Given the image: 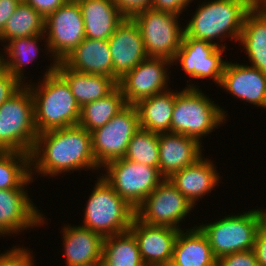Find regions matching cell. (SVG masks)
Returning <instances> with one entry per match:
<instances>
[{"label":"cell","instance_id":"cell-1","mask_svg":"<svg viewBox=\"0 0 266 266\" xmlns=\"http://www.w3.org/2000/svg\"><path fill=\"white\" fill-rule=\"evenodd\" d=\"M31 156V176H57L77 170H101L92 152L91 133L75 125L39 133ZM35 171V172H34Z\"/></svg>","mask_w":266,"mask_h":266},{"label":"cell","instance_id":"cell-2","mask_svg":"<svg viewBox=\"0 0 266 266\" xmlns=\"http://www.w3.org/2000/svg\"><path fill=\"white\" fill-rule=\"evenodd\" d=\"M57 64V61H52L36 85L26 82L33 96L38 134L75 126L80 120L81 107L66 80L56 71Z\"/></svg>","mask_w":266,"mask_h":266},{"label":"cell","instance_id":"cell-3","mask_svg":"<svg viewBox=\"0 0 266 266\" xmlns=\"http://www.w3.org/2000/svg\"><path fill=\"white\" fill-rule=\"evenodd\" d=\"M204 0L199 3L194 16L183 26L188 37L208 41L218 47L223 39L238 41L245 15L250 10L246 0ZM218 40V42L214 41Z\"/></svg>","mask_w":266,"mask_h":266},{"label":"cell","instance_id":"cell-4","mask_svg":"<svg viewBox=\"0 0 266 266\" xmlns=\"http://www.w3.org/2000/svg\"><path fill=\"white\" fill-rule=\"evenodd\" d=\"M186 85L176 94L171 132L195 138L201 143L202 137L205 138L220 124L226 123L227 114L197 85Z\"/></svg>","mask_w":266,"mask_h":266},{"label":"cell","instance_id":"cell-5","mask_svg":"<svg viewBox=\"0 0 266 266\" xmlns=\"http://www.w3.org/2000/svg\"><path fill=\"white\" fill-rule=\"evenodd\" d=\"M84 208L83 227L103 237L129 231L136 210L100 175Z\"/></svg>","mask_w":266,"mask_h":266},{"label":"cell","instance_id":"cell-6","mask_svg":"<svg viewBox=\"0 0 266 266\" xmlns=\"http://www.w3.org/2000/svg\"><path fill=\"white\" fill-rule=\"evenodd\" d=\"M37 136L33 96L24 84L0 106V151L31 154Z\"/></svg>","mask_w":266,"mask_h":266},{"label":"cell","instance_id":"cell-7","mask_svg":"<svg viewBox=\"0 0 266 266\" xmlns=\"http://www.w3.org/2000/svg\"><path fill=\"white\" fill-rule=\"evenodd\" d=\"M215 221L198 227L207 237L217 259L224 255L254 248L255 237L260 229L256 209L237 213V215H226Z\"/></svg>","mask_w":266,"mask_h":266},{"label":"cell","instance_id":"cell-8","mask_svg":"<svg viewBox=\"0 0 266 266\" xmlns=\"http://www.w3.org/2000/svg\"><path fill=\"white\" fill-rule=\"evenodd\" d=\"M179 15L147 8L131 18L137 24L148 57L173 61L183 40L184 28Z\"/></svg>","mask_w":266,"mask_h":266},{"label":"cell","instance_id":"cell-9","mask_svg":"<svg viewBox=\"0 0 266 266\" xmlns=\"http://www.w3.org/2000/svg\"><path fill=\"white\" fill-rule=\"evenodd\" d=\"M104 170L102 177L135 210L165 180L158 168L125 158L108 162Z\"/></svg>","mask_w":266,"mask_h":266},{"label":"cell","instance_id":"cell-10","mask_svg":"<svg viewBox=\"0 0 266 266\" xmlns=\"http://www.w3.org/2000/svg\"><path fill=\"white\" fill-rule=\"evenodd\" d=\"M45 51L50 60L63 61L86 37L83 15L77 0H68L45 18Z\"/></svg>","mask_w":266,"mask_h":266},{"label":"cell","instance_id":"cell-11","mask_svg":"<svg viewBox=\"0 0 266 266\" xmlns=\"http://www.w3.org/2000/svg\"><path fill=\"white\" fill-rule=\"evenodd\" d=\"M140 129L135 105L127 104L104 126L91 132L92 152L103 168L108 162L123 158L133 135Z\"/></svg>","mask_w":266,"mask_h":266},{"label":"cell","instance_id":"cell-12","mask_svg":"<svg viewBox=\"0 0 266 266\" xmlns=\"http://www.w3.org/2000/svg\"><path fill=\"white\" fill-rule=\"evenodd\" d=\"M192 208V203L165 179L136 208V218L148 225L182 230L180 222L185 221Z\"/></svg>","mask_w":266,"mask_h":266},{"label":"cell","instance_id":"cell-13","mask_svg":"<svg viewBox=\"0 0 266 266\" xmlns=\"http://www.w3.org/2000/svg\"><path fill=\"white\" fill-rule=\"evenodd\" d=\"M171 65L174 66L169 59L147 57L119 79L117 86L121 89L126 104L135 105L141 99L170 89L167 83L170 79L168 68Z\"/></svg>","mask_w":266,"mask_h":266},{"label":"cell","instance_id":"cell-14","mask_svg":"<svg viewBox=\"0 0 266 266\" xmlns=\"http://www.w3.org/2000/svg\"><path fill=\"white\" fill-rule=\"evenodd\" d=\"M225 49L227 48L218 47L208 41L184 34L180 48L172 62L175 65L180 63L182 70L192 80L210 78L219 86L226 63L222 56Z\"/></svg>","mask_w":266,"mask_h":266},{"label":"cell","instance_id":"cell-15","mask_svg":"<svg viewBox=\"0 0 266 266\" xmlns=\"http://www.w3.org/2000/svg\"><path fill=\"white\" fill-rule=\"evenodd\" d=\"M30 199L25 189L0 190V235L9 236L43 225L45 215Z\"/></svg>","mask_w":266,"mask_h":266},{"label":"cell","instance_id":"cell-16","mask_svg":"<svg viewBox=\"0 0 266 266\" xmlns=\"http://www.w3.org/2000/svg\"><path fill=\"white\" fill-rule=\"evenodd\" d=\"M108 43L113 64V79L117 83L148 57L140 30L132 18L123 19L108 39Z\"/></svg>","mask_w":266,"mask_h":266},{"label":"cell","instance_id":"cell-17","mask_svg":"<svg viewBox=\"0 0 266 266\" xmlns=\"http://www.w3.org/2000/svg\"><path fill=\"white\" fill-rule=\"evenodd\" d=\"M219 86L241 101L266 108V74L259 69L227 61Z\"/></svg>","mask_w":266,"mask_h":266},{"label":"cell","instance_id":"cell-18","mask_svg":"<svg viewBox=\"0 0 266 266\" xmlns=\"http://www.w3.org/2000/svg\"><path fill=\"white\" fill-rule=\"evenodd\" d=\"M129 231L134 235L143 262L148 265L170 264L179 229L152 226L134 218Z\"/></svg>","mask_w":266,"mask_h":266},{"label":"cell","instance_id":"cell-19","mask_svg":"<svg viewBox=\"0 0 266 266\" xmlns=\"http://www.w3.org/2000/svg\"><path fill=\"white\" fill-rule=\"evenodd\" d=\"M197 139L183 134L166 132L159 133V164L160 174L168 179L173 173L188 167L204 156Z\"/></svg>","mask_w":266,"mask_h":266},{"label":"cell","instance_id":"cell-20","mask_svg":"<svg viewBox=\"0 0 266 266\" xmlns=\"http://www.w3.org/2000/svg\"><path fill=\"white\" fill-rule=\"evenodd\" d=\"M66 266H101L104 237L81 225L64 226Z\"/></svg>","mask_w":266,"mask_h":266},{"label":"cell","instance_id":"cell-21","mask_svg":"<svg viewBox=\"0 0 266 266\" xmlns=\"http://www.w3.org/2000/svg\"><path fill=\"white\" fill-rule=\"evenodd\" d=\"M217 171L213 161L202 156L192 165L173 173L168 180L195 206L198 205V199L204 198L206 194L208 196L219 186L222 177Z\"/></svg>","mask_w":266,"mask_h":266},{"label":"cell","instance_id":"cell-22","mask_svg":"<svg viewBox=\"0 0 266 266\" xmlns=\"http://www.w3.org/2000/svg\"><path fill=\"white\" fill-rule=\"evenodd\" d=\"M62 62L72 70L113 79L108 40L85 38Z\"/></svg>","mask_w":266,"mask_h":266},{"label":"cell","instance_id":"cell-23","mask_svg":"<svg viewBox=\"0 0 266 266\" xmlns=\"http://www.w3.org/2000/svg\"><path fill=\"white\" fill-rule=\"evenodd\" d=\"M217 261L207 237L197 225L179 231L173 247L172 266H217Z\"/></svg>","mask_w":266,"mask_h":266},{"label":"cell","instance_id":"cell-24","mask_svg":"<svg viewBox=\"0 0 266 266\" xmlns=\"http://www.w3.org/2000/svg\"><path fill=\"white\" fill-rule=\"evenodd\" d=\"M83 15L85 37L108 40L126 17L113 0H77Z\"/></svg>","mask_w":266,"mask_h":266},{"label":"cell","instance_id":"cell-25","mask_svg":"<svg viewBox=\"0 0 266 266\" xmlns=\"http://www.w3.org/2000/svg\"><path fill=\"white\" fill-rule=\"evenodd\" d=\"M56 71L66 80L80 107L104 98L117 87V82L108 76L81 73L62 61L58 62Z\"/></svg>","mask_w":266,"mask_h":266},{"label":"cell","instance_id":"cell-26","mask_svg":"<svg viewBox=\"0 0 266 266\" xmlns=\"http://www.w3.org/2000/svg\"><path fill=\"white\" fill-rule=\"evenodd\" d=\"M171 88L152 97L139 100L135 107L140 128L154 133L171 132V121L176 94Z\"/></svg>","mask_w":266,"mask_h":266},{"label":"cell","instance_id":"cell-27","mask_svg":"<svg viewBox=\"0 0 266 266\" xmlns=\"http://www.w3.org/2000/svg\"><path fill=\"white\" fill-rule=\"evenodd\" d=\"M238 42L246 50L249 66L266 74V9L247 12Z\"/></svg>","mask_w":266,"mask_h":266},{"label":"cell","instance_id":"cell-28","mask_svg":"<svg viewBox=\"0 0 266 266\" xmlns=\"http://www.w3.org/2000/svg\"><path fill=\"white\" fill-rule=\"evenodd\" d=\"M41 39H46L45 33L8 41L3 46L4 49H2L7 56L0 54V66L16 77L22 84H26L23 67L38 58V53L41 50L38 42Z\"/></svg>","mask_w":266,"mask_h":266},{"label":"cell","instance_id":"cell-29","mask_svg":"<svg viewBox=\"0 0 266 266\" xmlns=\"http://www.w3.org/2000/svg\"><path fill=\"white\" fill-rule=\"evenodd\" d=\"M101 266H146L130 231L104 237Z\"/></svg>","mask_w":266,"mask_h":266},{"label":"cell","instance_id":"cell-30","mask_svg":"<svg viewBox=\"0 0 266 266\" xmlns=\"http://www.w3.org/2000/svg\"><path fill=\"white\" fill-rule=\"evenodd\" d=\"M126 105L121 89L117 86L104 98L87 103L81 107L78 125L91 133L104 126Z\"/></svg>","mask_w":266,"mask_h":266},{"label":"cell","instance_id":"cell-31","mask_svg":"<svg viewBox=\"0 0 266 266\" xmlns=\"http://www.w3.org/2000/svg\"><path fill=\"white\" fill-rule=\"evenodd\" d=\"M33 179L30 154L0 151V190L27 189Z\"/></svg>","mask_w":266,"mask_h":266},{"label":"cell","instance_id":"cell-32","mask_svg":"<svg viewBox=\"0 0 266 266\" xmlns=\"http://www.w3.org/2000/svg\"><path fill=\"white\" fill-rule=\"evenodd\" d=\"M44 24L45 19L35 9L20 2L0 34V42L6 44L12 39L44 34Z\"/></svg>","mask_w":266,"mask_h":266},{"label":"cell","instance_id":"cell-33","mask_svg":"<svg viewBox=\"0 0 266 266\" xmlns=\"http://www.w3.org/2000/svg\"><path fill=\"white\" fill-rule=\"evenodd\" d=\"M123 158L158 168L159 134L140 128L131 138Z\"/></svg>","mask_w":266,"mask_h":266},{"label":"cell","instance_id":"cell-34","mask_svg":"<svg viewBox=\"0 0 266 266\" xmlns=\"http://www.w3.org/2000/svg\"><path fill=\"white\" fill-rule=\"evenodd\" d=\"M33 257L28 248L14 246L4 254H0V266H35Z\"/></svg>","mask_w":266,"mask_h":266},{"label":"cell","instance_id":"cell-35","mask_svg":"<svg viewBox=\"0 0 266 266\" xmlns=\"http://www.w3.org/2000/svg\"><path fill=\"white\" fill-rule=\"evenodd\" d=\"M217 266H259L255 252L252 250L239 251L224 255L217 261Z\"/></svg>","mask_w":266,"mask_h":266},{"label":"cell","instance_id":"cell-36","mask_svg":"<svg viewBox=\"0 0 266 266\" xmlns=\"http://www.w3.org/2000/svg\"><path fill=\"white\" fill-rule=\"evenodd\" d=\"M23 85L16 77L0 66V106Z\"/></svg>","mask_w":266,"mask_h":266},{"label":"cell","instance_id":"cell-37","mask_svg":"<svg viewBox=\"0 0 266 266\" xmlns=\"http://www.w3.org/2000/svg\"><path fill=\"white\" fill-rule=\"evenodd\" d=\"M153 0H113L120 12L131 18L134 14L151 7Z\"/></svg>","mask_w":266,"mask_h":266},{"label":"cell","instance_id":"cell-38","mask_svg":"<svg viewBox=\"0 0 266 266\" xmlns=\"http://www.w3.org/2000/svg\"><path fill=\"white\" fill-rule=\"evenodd\" d=\"M190 3L192 0H153L150 8L180 16Z\"/></svg>","mask_w":266,"mask_h":266},{"label":"cell","instance_id":"cell-39","mask_svg":"<svg viewBox=\"0 0 266 266\" xmlns=\"http://www.w3.org/2000/svg\"><path fill=\"white\" fill-rule=\"evenodd\" d=\"M67 1L68 0H25V3L29 4L45 19Z\"/></svg>","mask_w":266,"mask_h":266},{"label":"cell","instance_id":"cell-40","mask_svg":"<svg viewBox=\"0 0 266 266\" xmlns=\"http://www.w3.org/2000/svg\"><path fill=\"white\" fill-rule=\"evenodd\" d=\"M259 266H266V233L261 229L258 230L255 237L254 248Z\"/></svg>","mask_w":266,"mask_h":266},{"label":"cell","instance_id":"cell-41","mask_svg":"<svg viewBox=\"0 0 266 266\" xmlns=\"http://www.w3.org/2000/svg\"><path fill=\"white\" fill-rule=\"evenodd\" d=\"M19 4V0H0V34Z\"/></svg>","mask_w":266,"mask_h":266},{"label":"cell","instance_id":"cell-42","mask_svg":"<svg viewBox=\"0 0 266 266\" xmlns=\"http://www.w3.org/2000/svg\"><path fill=\"white\" fill-rule=\"evenodd\" d=\"M250 9H266V0H246Z\"/></svg>","mask_w":266,"mask_h":266},{"label":"cell","instance_id":"cell-43","mask_svg":"<svg viewBox=\"0 0 266 266\" xmlns=\"http://www.w3.org/2000/svg\"><path fill=\"white\" fill-rule=\"evenodd\" d=\"M265 210V211H264ZM259 220H260V229L266 233V209H257Z\"/></svg>","mask_w":266,"mask_h":266},{"label":"cell","instance_id":"cell-44","mask_svg":"<svg viewBox=\"0 0 266 266\" xmlns=\"http://www.w3.org/2000/svg\"><path fill=\"white\" fill-rule=\"evenodd\" d=\"M148 266H172L171 264L148 265Z\"/></svg>","mask_w":266,"mask_h":266}]
</instances>
